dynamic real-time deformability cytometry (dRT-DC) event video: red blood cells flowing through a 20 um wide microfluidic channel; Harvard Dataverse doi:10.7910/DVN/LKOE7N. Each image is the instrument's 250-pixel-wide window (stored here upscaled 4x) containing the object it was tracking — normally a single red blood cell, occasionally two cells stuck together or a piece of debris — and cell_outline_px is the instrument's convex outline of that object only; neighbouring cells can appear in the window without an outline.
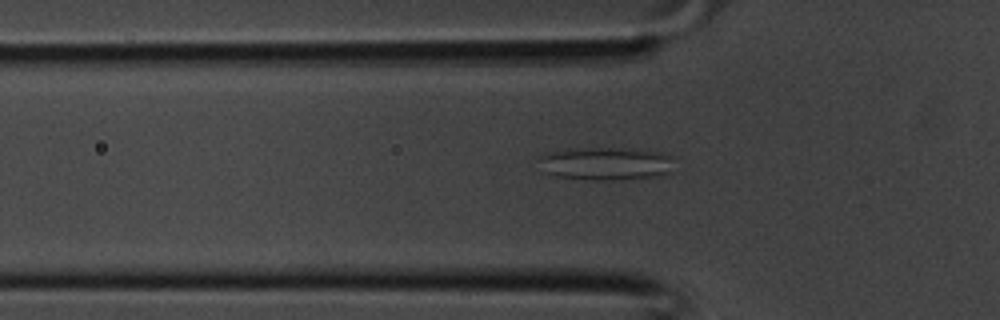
{"species": "common noctule bat (a hibernating species)", "species_latin": "Nyctalus noctula", "temperature_condition": "room temperature", "stored_images_in_passage": 37, "camera_frame_rate_fps": 3000, "um_per_image_px": 0.085, "animal": {"sex": "male", "body_mass_g": 20.1, "forearm_length_mm": 53.5}, "frame": {"image": 1, "passage_image": 12, "time_ms": 3.667, "image_size_px": [1000, 320], "cell_outline_px": [[676, 156], [672, 172], [656, 176], [612, 180], [592, 180], [556, 176], [544, 172], [540, 160], [540, 156], [544, 152], [572, 148], [628, 148], [664, 152]], "centroid_in_image_um": [51.57, 13.89], "position_along_channel_um": 74.2, "area_um2": 26.59}}
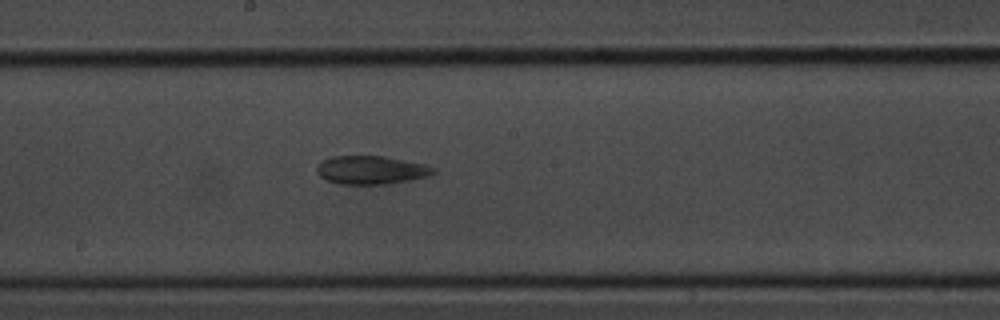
{"frame": {"image": 2, "passage_image": 20, "time_ms": 6.333, "image_size_px": [1000, 320], "cell_outline_px": [[436, 172], [428, 176], [408, 180], [384, 184], [340, 184], [328, 180], [320, 176], [316, 172], [316, 168], [324, 160], [332, 156], [384, 156], [424, 164], [436, 168]], "centroid_in_image_um": [31.55, 14.45], "position_along_channel_um": 216.6, "area_um2": 19.07}}
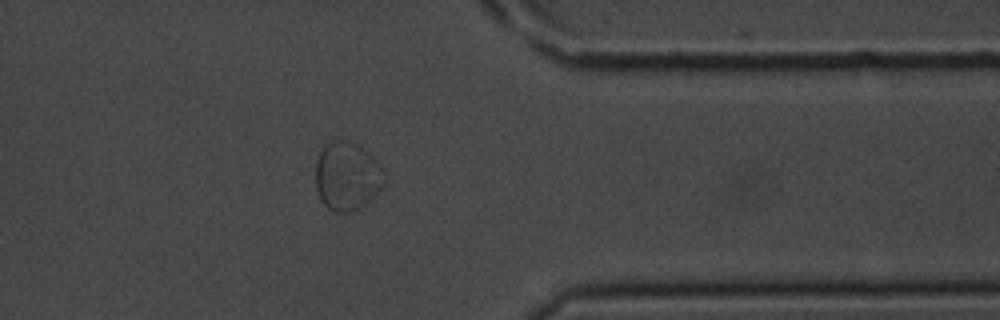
{"frame": {"image": 3, "passage_image": 30, "time_ms": 9.667, "image_size_px": [1000, 320], "cell_outline_px": [[384, 184], [360, 208], [352, 212], [336, 212], [328, 208], [320, 200], [316, 188], [316, 160], [320, 152], [332, 140], [340, 140], [356, 144], [368, 152], [380, 164]], "centroid_in_image_um": [29.47, 14.99], "position_along_channel_um": 381.9, "area_um2": 26.93}}